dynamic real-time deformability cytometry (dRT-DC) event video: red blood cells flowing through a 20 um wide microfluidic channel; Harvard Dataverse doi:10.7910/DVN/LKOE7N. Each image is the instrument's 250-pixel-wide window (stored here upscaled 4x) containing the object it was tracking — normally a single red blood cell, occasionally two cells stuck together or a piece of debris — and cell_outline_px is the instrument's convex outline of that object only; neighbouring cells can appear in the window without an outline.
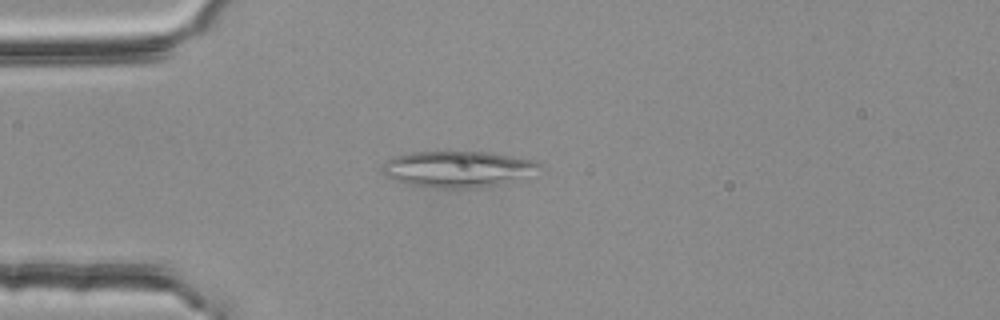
{"species": "common noctule bat (a hibernating species)", "species_latin": "Nyctalus noctula", "temperature_condition": "room temperature", "stored_images_in_passage": 54, "camera_frame_rate_fps": 3000, "um_per_image_px": 0.085, "animal": {"sex": "female", "body_mass_g": 25.1}, "frame": {"image": 1, "passage_image": 14, "time_ms": 4.333, "image_size_px": [1000, 320], "cell_outline_px": [[540, 164], [512, 180], [504, 184], [476, 188], [436, 188], [408, 184], [384, 176], [384, 164], [388, 160], [396, 156], [412, 152], [484, 152], [512, 156], [536, 160]], "centroid_in_image_um": [38.81, 14.37], "position_along_channel_um": 46.2, "area_um2": 32.19}}
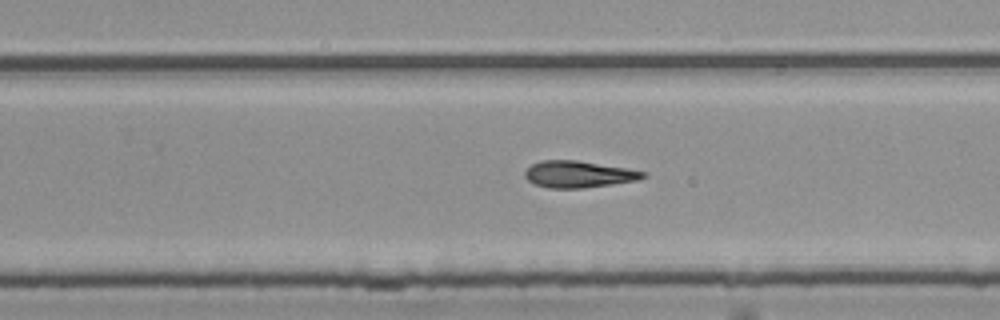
{"frame": {"image": 2, "passage_image": 34, "time_ms": 11.0, "image_size_px": [1000, 320], "cell_outline_px": [[648, 176], [636, 180], [612, 184], [580, 188], [548, 188], [536, 184], [528, 180], [524, 176], [524, 172], [532, 164], [540, 160], [576, 160], [648, 172]], "centroid_in_image_um": [49.16, 14.81], "position_along_channel_um": 280.6, "area_um2": 18.21}}
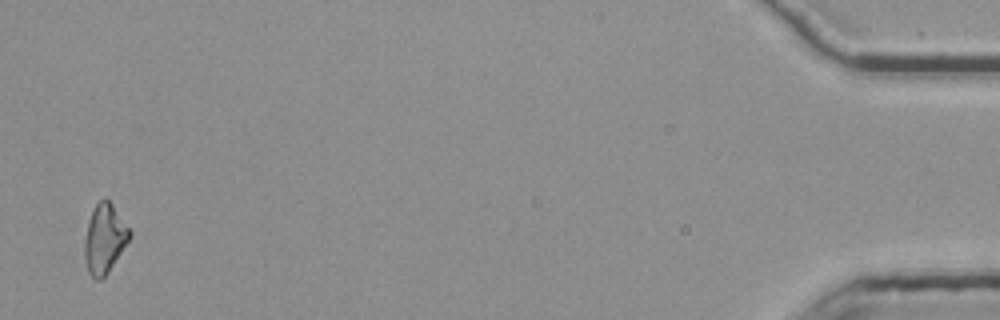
{"frame": {"image": 3, "passage_image": 53, "time_ms": 17.333, "image_size_px": [1000, 320], "cell_outline_px": [[132, 236], [108, 272], [100, 280], [96, 280], [88, 272], [84, 256], [84, 240], [88, 220], [96, 204], [104, 196], [112, 204], [132, 232]], "centroid_in_image_um": [8.88, 20.29], "position_along_channel_um": 426.3, "area_um2": 18.15}}